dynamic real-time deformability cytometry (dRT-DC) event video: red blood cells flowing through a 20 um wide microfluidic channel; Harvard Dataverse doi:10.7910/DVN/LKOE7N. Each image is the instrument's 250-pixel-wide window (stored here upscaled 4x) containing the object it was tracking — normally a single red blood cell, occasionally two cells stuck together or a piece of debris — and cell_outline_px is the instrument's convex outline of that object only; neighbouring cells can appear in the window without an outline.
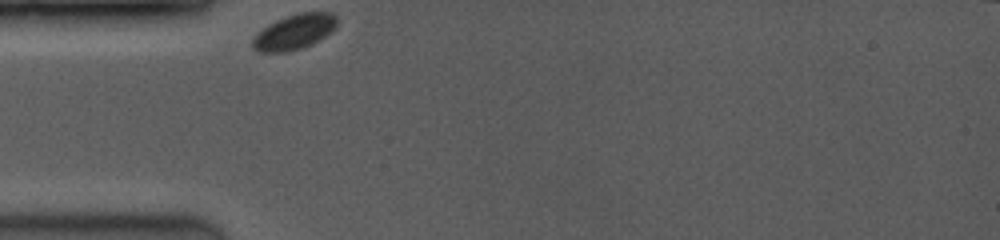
{"species": "common noctule bat (a hibernating species)", "species_latin": "Nyctalus noctula", "temperature_condition": "room temperature", "stored_images_in_passage": 5, "camera_frame_rate_fps": 3500, "um_per_image_px": 0.085, "animal": {"sex": "female", "body_mass_g": 19.0, "forearm_length_mm": 53.3}, "frame": {"image": 1, "passage_image": 1, "time_ms": 0.0, "image_size_px": [1000, 240], "cell_outline_px": [[336, 24], [324, 36], [300, 48], [288, 52], [260, 52], [252, 48], [252, 40], [268, 24], [284, 16], [296, 12], [332, 12], [336, 16]], "centroid_in_image_um": [24.97, 2.69], "position_along_channel_um": 60.0, "area_um2": 16.88}}
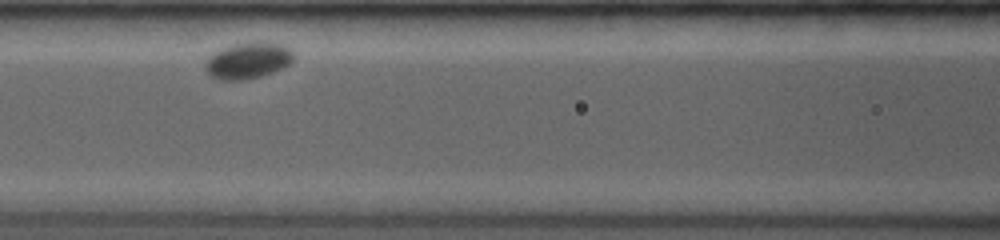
{"frame": {"image": 2, "passage_image": 4, "time_ms": 2.571, "image_size_px": [1000, 240], "cell_outline_px": [[292, 60], [288, 64], [272, 72], [260, 76], [244, 80], [220, 80], [212, 76], [204, 68], [204, 64], [208, 56], [224, 48], [236, 44], [256, 40], [260, 40], [284, 44], [292, 52]], "centroid_in_image_um": [21.06, 5.12], "position_along_channel_um": 145.5, "area_um2": 18.61}}